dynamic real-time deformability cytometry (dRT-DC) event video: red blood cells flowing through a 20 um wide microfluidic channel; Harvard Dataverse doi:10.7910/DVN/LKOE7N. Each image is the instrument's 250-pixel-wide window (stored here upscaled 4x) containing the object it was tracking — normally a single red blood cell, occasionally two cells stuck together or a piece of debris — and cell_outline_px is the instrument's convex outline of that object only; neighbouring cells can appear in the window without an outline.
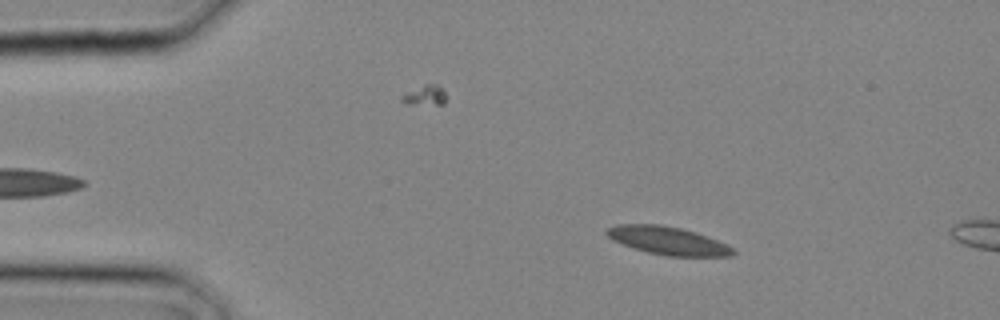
{"species": "common noctule bat (a hibernating species)", "species_latin": "Nyctalus noctula", "temperature_condition": "cold", "stored_images_in_passage": 3, "camera_frame_rate_fps": 3000, "um_per_image_px": 0.085, "animal": {"sex": "male", "body_mass_g": 20.4}, "frame": {"image": 1, "passage_image": 2, "time_ms": 0.333, "image_size_px": [1000, 320], "cell_outline_px": [[736, 252], [732, 256], [668, 256], [648, 252], [612, 240], [604, 232], [608, 228], [616, 224], [660, 224], [680, 228], [696, 232], [708, 236], [732, 248]], "centroid_in_image_um": [56.76, 20.44], "position_along_channel_um": 28.2, "area_um2": 20.4}}